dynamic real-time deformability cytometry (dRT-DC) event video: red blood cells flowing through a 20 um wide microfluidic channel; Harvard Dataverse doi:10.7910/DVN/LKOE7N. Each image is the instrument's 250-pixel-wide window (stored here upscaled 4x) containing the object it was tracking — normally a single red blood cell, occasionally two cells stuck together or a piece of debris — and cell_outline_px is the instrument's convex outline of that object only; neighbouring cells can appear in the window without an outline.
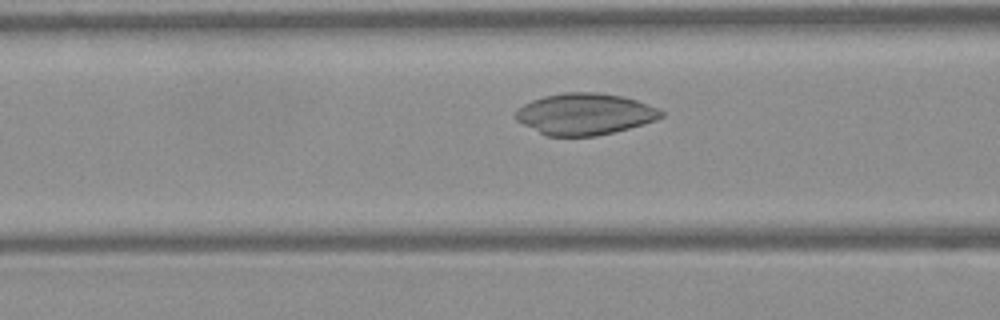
{"species": "Egyptian fruit bat (a non-hibernating species)", "species_latin": "Rousettus aegyptiacus", "temperature_condition": "warm", "stored_images_in_passage": 37, "camera_frame_rate_fps": 3000, "um_per_image_px": 0.085, "frame": {"image": 1, "passage_image": 10, "time_ms": 3.0, "image_size_px": [1000, 320], "cell_outline_px": [[664, 116], [656, 120], [644, 124], [596, 136], [548, 136], [516, 120], [516, 108], [532, 100], [544, 96], [564, 92], [600, 92], [620, 96], [636, 100], [660, 108], [664, 112]], "centroid_in_image_um": [49.74, 9.68], "position_along_channel_um": 116.9, "area_um2": 35.08}}
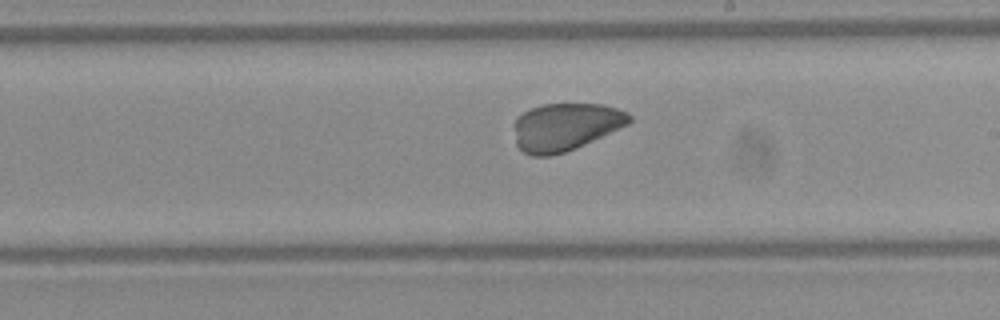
{"frame": {"image": 2, "passage_image": 19, "time_ms": 6.0, "image_size_px": [1000, 320], "cell_outline_px": [[632, 120], [628, 124], [576, 148], [552, 156], [532, 156], [524, 152], [516, 144], [512, 124], [524, 112], [540, 104], [604, 104], [628, 112], [632, 116]], "centroid_in_image_um": [48.05, 10.78], "position_along_channel_um": 241.0, "area_um2": 32.02}}
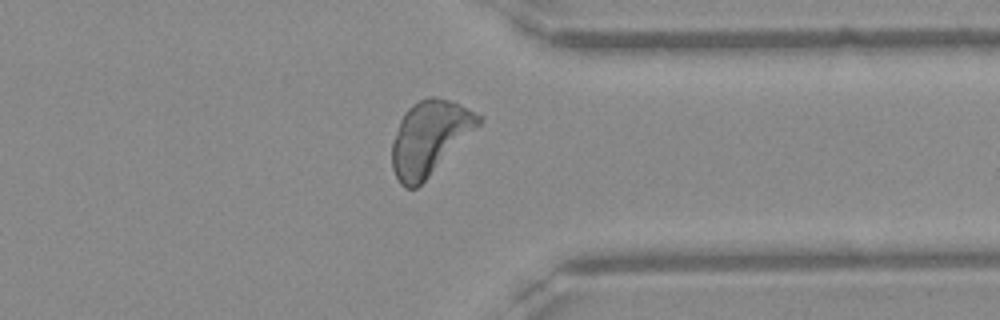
{"frame": {"image": 3, "passage_image": 29, "time_ms": 9.333, "image_size_px": [1000, 320], "cell_outline_px": [[484, 120], [416, 188], [404, 188], [400, 184], [392, 168], [392, 144], [400, 120], [404, 112], [412, 104], [428, 96], [432, 96], [452, 100], [484, 116]], "centroid_in_image_um": [36.51, 11.67], "position_along_channel_um": 374.9, "area_um2": 36.82}}